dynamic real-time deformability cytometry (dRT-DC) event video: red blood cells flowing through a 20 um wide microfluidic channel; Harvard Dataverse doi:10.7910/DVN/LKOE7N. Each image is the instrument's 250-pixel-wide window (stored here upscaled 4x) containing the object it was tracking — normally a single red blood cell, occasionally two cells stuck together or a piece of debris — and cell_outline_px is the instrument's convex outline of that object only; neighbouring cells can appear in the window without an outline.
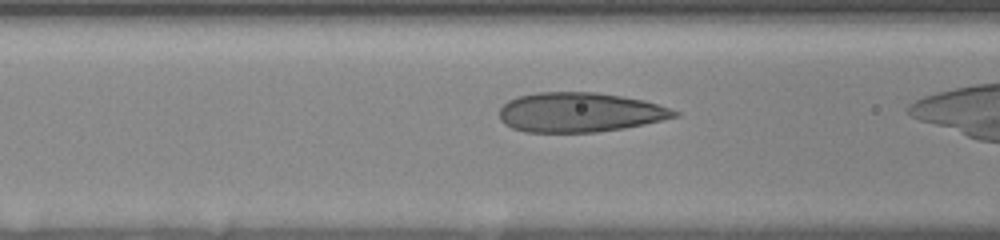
{"species": "human", "species_latin": "Homo sapiens", "temperature_condition": "room temperature", "stored_images_in_passage": 33, "camera_frame_rate_fps": 3000, "um_per_image_px": 0.085, "donor": {"sex": "female"}, "frame": {"image": 1, "passage_image": 21, "time_ms": 6.667, "image_size_px": [1000, 240], "cell_outline_px": [[680, 116], [644, 124], [624, 128], [596, 132], [524, 132], [512, 128], [504, 124], [500, 120], [500, 108], [508, 100], [516, 96], [536, 92], [596, 92], [644, 100], [680, 112]], "centroid_in_image_um": [49.24, 9.55], "position_along_channel_um": 117.4, "area_um2": 40.46}}
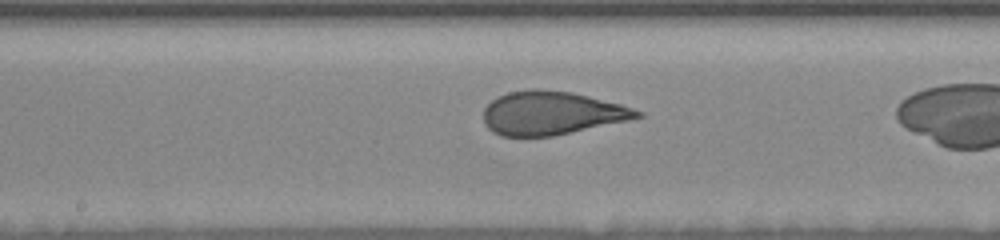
{"frame": {"image": 2, "passage_image": 28, "time_ms": 9.0, "image_size_px": [1000, 240], "cell_outline_px": [[644, 116], [628, 120], [552, 136], [500, 136], [492, 132], [484, 124], [484, 108], [492, 100], [508, 92], [528, 88], [540, 88], [572, 92], [620, 104], [644, 112]], "centroid_in_image_um": [46.85, 9.6], "position_along_channel_um": 201.3, "area_um2": 38.9}}
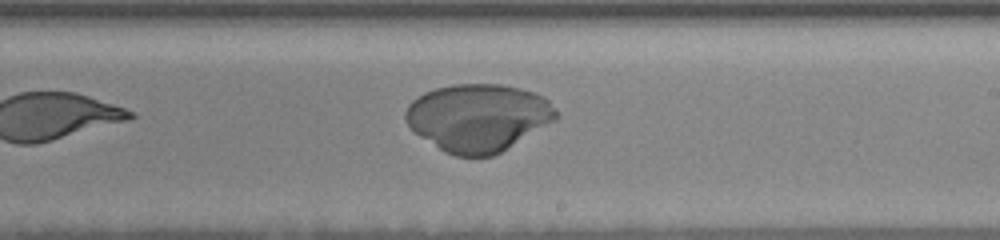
{"frame": {"image": 3, "passage_image": 33, "time_ms": 11.333, "image_size_px": [1000, 240], "cell_outline_px": [[556, 120], [500, 152], [492, 156], [456, 156], [444, 152], [420, 136], [408, 124], [404, 116], [404, 112], [408, 104], [412, 100], [424, 92], [436, 88], [452, 84], [500, 84], [520, 88], [544, 96], [556, 108]], "centroid_in_image_um": [40.63, 9.98], "position_along_channel_um": 248.4, "area_um2": 59.07}}